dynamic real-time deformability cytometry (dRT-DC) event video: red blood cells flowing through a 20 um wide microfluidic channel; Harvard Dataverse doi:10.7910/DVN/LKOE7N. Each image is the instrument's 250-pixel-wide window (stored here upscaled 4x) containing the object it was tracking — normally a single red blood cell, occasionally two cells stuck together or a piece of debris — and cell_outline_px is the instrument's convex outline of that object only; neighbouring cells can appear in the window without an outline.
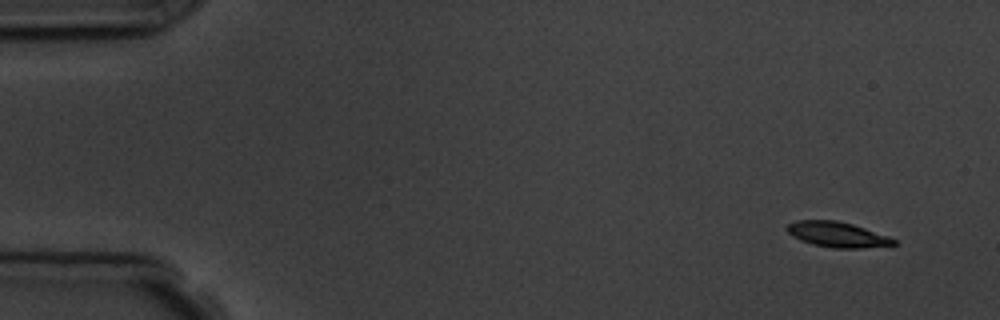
{"species": "common noctule bat (a hibernating species)", "species_latin": "Nyctalus noctula", "temperature_condition": "room temperature", "stored_images_in_passage": 8, "camera_frame_rate_fps": 3000, "um_per_image_px": 0.085, "animal": {"sex": "male", "body_mass_g": 19.5, "forearm_length_mm": 54.6}, "frame": {"image": 1, "passage_image": 1, "time_ms": 0.0, "image_size_px": [1000, 320], "cell_outline_px": [[896, 244], [860, 248], [832, 248], [812, 244], [800, 240], [792, 236], [784, 228], [788, 224], [796, 220], [836, 220], [852, 224], [888, 236], [896, 240]], "centroid_in_image_um": [71.11, 19.93], "position_along_channel_um": 13.9, "area_um2": 15.66}}
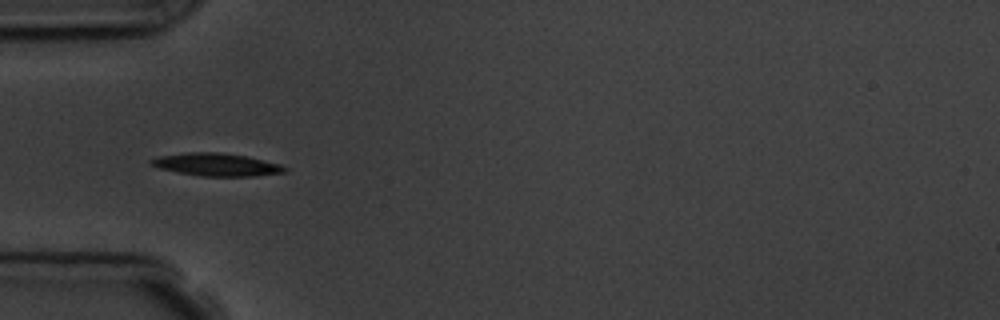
{"frame": {"image": 2, "passage_image": 5, "time_ms": 4.667, "image_size_px": [1000, 320], "cell_outline_px": [[288, 168], [284, 172], [256, 176], [200, 176], [160, 168], [148, 164], [148, 160], [160, 156], [188, 152], [220, 152], [244, 156], [280, 164]], "centroid_in_image_um": [18.38, 13.99], "position_along_channel_um": 66.6, "area_um2": 17.51}}